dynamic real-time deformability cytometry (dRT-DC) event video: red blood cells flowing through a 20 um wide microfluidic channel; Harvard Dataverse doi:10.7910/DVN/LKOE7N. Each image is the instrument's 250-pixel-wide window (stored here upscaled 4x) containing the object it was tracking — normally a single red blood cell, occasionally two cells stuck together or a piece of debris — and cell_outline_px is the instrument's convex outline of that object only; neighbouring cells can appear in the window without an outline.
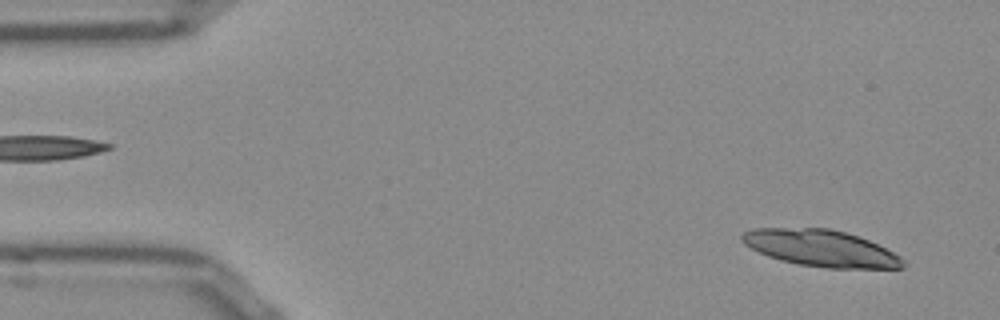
{"species": "Egyptian fruit bat (a non-hibernating species)", "species_latin": "Rousettus aegyptiacus", "temperature_condition": "room temperature", "stored_images_in_passage": 16, "camera_frame_rate_fps": 3000, "um_per_image_px": 0.085, "frame": {"image": 1, "passage_image": 1, "time_ms": 0.0, "image_size_px": [1000, 320], "cell_outline_px": [[904, 268], [828, 268], [796, 264], [780, 260], [768, 256], [744, 244], [740, 240], [740, 236], [744, 232], [752, 228], [828, 228], [844, 232], [868, 240], [900, 256], [904, 260]], "centroid_in_image_um": [69.74, 21.1], "position_along_channel_um": 15.3, "area_um2": 34.1}}